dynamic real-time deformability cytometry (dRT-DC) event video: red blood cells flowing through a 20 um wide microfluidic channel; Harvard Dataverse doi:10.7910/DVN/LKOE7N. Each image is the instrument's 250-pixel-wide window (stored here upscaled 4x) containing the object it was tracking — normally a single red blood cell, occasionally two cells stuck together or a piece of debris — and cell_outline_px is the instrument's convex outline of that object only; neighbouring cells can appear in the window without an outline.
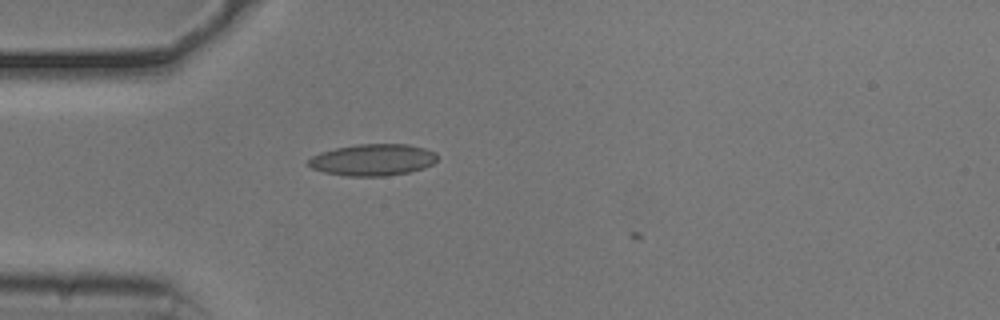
{"species": "common noctule bat (a hibernating species)", "species_latin": "Nyctalus noctula", "temperature_condition": "cold", "stored_images_in_passage": 6, "camera_frame_rate_fps": 3000, "um_per_image_px": 0.085, "animal": {"sex": "male", "body_mass_g": 20.5, "forearm_length_mm": 52.5}, "frame": {"image": 1, "passage_image": 2, "time_ms": 0.333, "image_size_px": [1000, 320], "cell_outline_px": [[436, 160], [432, 164], [424, 168], [408, 172], [384, 176], [348, 176], [324, 172], [312, 168], [308, 164], [308, 160], [312, 156], [320, 152], [336, 148], [356, 144], [408, 144], [424, 148], [436, 152]], "centroid_in_image_um": [31.68, 13.58], "position_along_channel_um": 53.3, "area_um2": 23.7}}
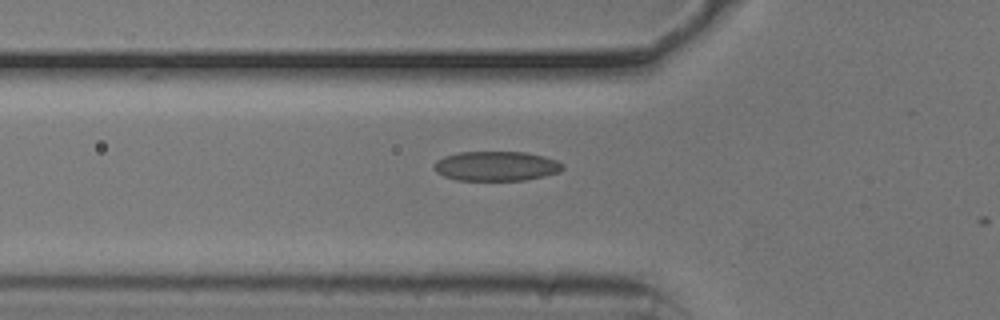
{"frame": {"image": 2, "passage_image": 5, "time_ms": 1.333, "image_size_px": [1000, 320], "cell_outline_px": [[564, 168], [560, 172], [544, 176], [524, 180], [456, 180], [444, 176], [436, 172], [432, 168], [436, 160], [444, 156], [460, 152], [524, 152], [544, 156], [556, 160], [564, 164]], "centroid_in_image_um": [42.17, 14.12], "position_along_channel_um": 83.6, "area_um2": 22.31}}